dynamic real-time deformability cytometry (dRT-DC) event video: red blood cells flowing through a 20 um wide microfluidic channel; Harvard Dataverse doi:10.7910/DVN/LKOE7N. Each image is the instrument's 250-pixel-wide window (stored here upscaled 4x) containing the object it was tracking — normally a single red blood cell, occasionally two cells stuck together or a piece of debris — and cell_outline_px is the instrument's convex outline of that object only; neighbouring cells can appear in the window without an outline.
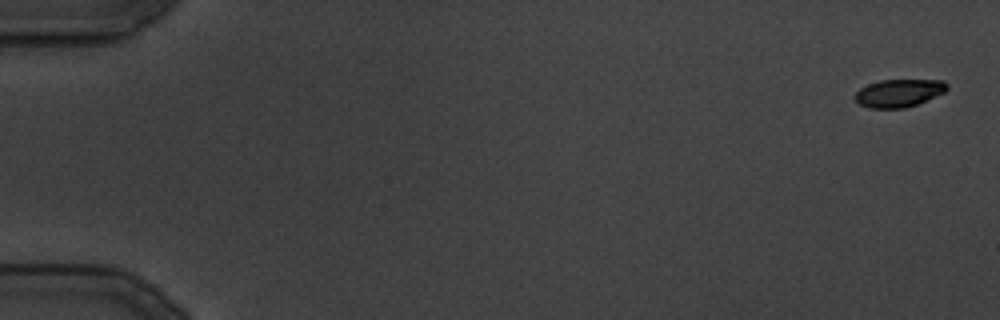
{"species": "common noctule bat (a hibernating species)", "species_latin": "Nyctalus noctula", "temperature_condition": "cold", "stored_images_in_passage": 20, "camera_frame_rate_fps": 3000, "um_per_image_px": 0.085, "animal": {"sex": "male", "body_mass_g": 19.5, "forearm_length_mm": 54.6}, "frame": {"image": 1, "passage_image": 1, "time_ms": 0.0, "image_size_px": [1000, 320], "cell_outline_px": [[948, 88], [944, 92], [916, 104], [904, 108], [868, 108], [860, 104], [852, 96], [860, 88], [868, 84], [880, 80], [944, 80], [948, 84]], "centroid_in_image_um": [76.38, 7.9], "position_along_channel_um": 8.6, "area_um2": 14.85}}
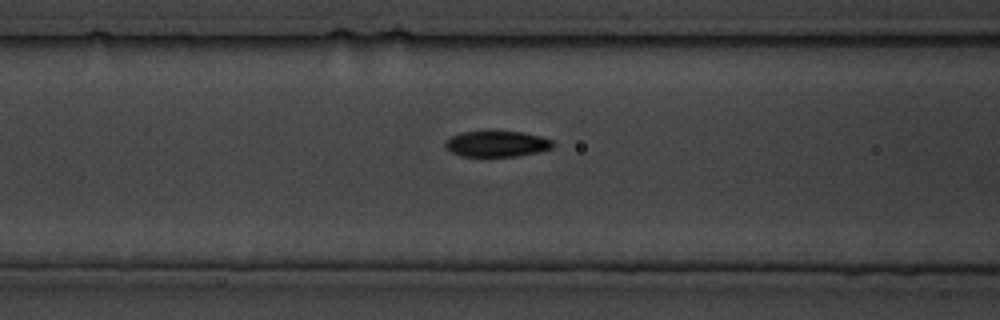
{"frame": {"image": 2, "passage_image": 15, "time_ms": 17.0, "image_size_px": [1000, 320], "cell_outline_px": [[556, 144], [552, 148], [540, 152], [516, 156], [460, 156], [452, 152], [444, 144], [444, 140], [452, 136], [464, 132], [520, 132], [540, 136], [552, 140]], "centroid_in_image_um": [42.26, 12.24], "position_along_channel_um": 124.3, "area_um2": 16.07}}
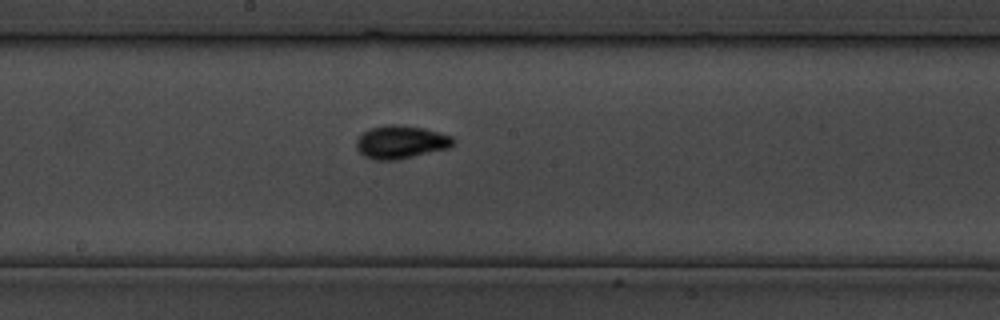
{"frame": {"image": 3, "passage_image": 20, "time_ms": 22.667, "image_size_px": [1000, 320], "cell_outline_px": [[456, 144], [448, 148], [396, 160], [376, 160], [364, 156], [356, 148], [356, 140], [364, 132], [372, 128], [392, 124], [424, 128], [440, 132], [452, 136], [456, 140]], "centroid_in_image_um": [34.11, 12.08], "position_along_channel_um": 214.1, "area_um2": 18.55}}